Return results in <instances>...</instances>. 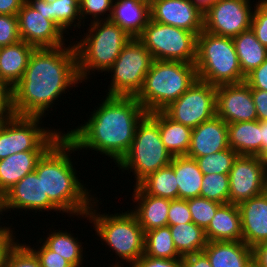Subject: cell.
I'll return each mask as SVG.
<instances>
[{
    "mask_svg": "<svg viewBox=\"0 0 267 267\" xmlns=\"http://www.w3.org/2000/svg\"><path fill=\"white\" fill-rule=\"evenodd\" d=\"M245 83L251 89L267 91V59L245 77Z\"/></svg>",
    "mask_w": 267,
    "mask_h": 267,
    "instance_id": "obj_46",
    "label": "cell"
},
{
    "mask_svg": "<svg viewBox=\"0 0 267 267\" xmlns=\"http://www.w3.org/2000/svg\"><path fill=\"white\" fill-rule=\"evenodd\" d=\"M197 78L211 85L245 82L233 38L202 31L197 36Z\"/></svg>",
    "mask_w": 267,
    "mask_h": 267,
    "instance_id": "obj_7",
    "label": "cell"
},
{
    "mask_svg": "<svg viewBox=\"0 0 267 267\" xmlns=\"http://www.w3.org/2000/svg\"><path fill=\"white\" fill-rule=\"evenodd\" d=\"M144 254L154 258H182L175 248L169 226L154 228L145 232Z\"/></svg>",
    "mask_w": 267,
    "mask_h": 267,
    "instance_id": "obj_35",
    "label": "cell"
},
{
    "mask_svg": "<svg viewBox=\"0 0 267 267\" xmlns=\"http://www.w3.org/2000/svg\"><path fill=\"white\" fill-rule=\"evenodd\" d=\"M216 116L227 124L258 120L251 88L245 82L217 86Z\"/></svg>",
    "mask_w": 267,
    "mask_h": 267,
    "instance_id": "obj_16",
    "label": "cell"
},
{
    "mask_svg": "<svg viewBox=\"0 0 267 267\" xmlns=\"http://www.w3.org/2000/svg\"><path fill=\"white\" fill-rule=\"evenodd\" d=\"M228 145L238 155L258 156L262 151L261 121L228 124Z\"/></svg>",
    "mask_w": 267,
    "mask_h": 267,
    "instance_id": "obj_29",
    "label": "cell"
},
{
    "mask_svg": "<svg viewBox=\"0 0 267 267\" xmlns=\"http://www.w3.org/2000/svg\"><path fill=\"white\" fill-rule=\"evenodd\" d=\"M172 158L161 140L159 125L146 114L136 127L129 151L116 166L123 173L132 172L134 185H138L150 173L169 165Z\"/></svg>",
    "mask_w": 267,
    "mask_h": 267,
    "instance_id": "obj_8",
    "label": "cell"
},
{
    "mask_svg": "<svg viewBox=\"0 0 267 267\" xmlns=\"http://www.w3.org/2000/svg\"><path fill=\"white\" fill-rule=\"evenodd\" d=\"M153 60L143 43L137 37L132 38L106 73H112L106 95L135 97L143 86Z\"/></svg>",
    "mask_w": 267,
    "mask_h": 267,
    "instance_id": "obj_11",
    "label": "cell"
},
{
    "mask_svg": "<svg viewBox=\"0 0 267 267\" xmlns=\"http://www.w3.org/2000/svg\"><path fill=\"white\" fill-rule=\"evenodd\" d=\"M237 156L238 154L229 147L211 155L197 157L195 160L203 175L212 173L229 174Z\"/></svg>",
    "mask_w": 267,
    "mask_h": 267,
    "instance_id": "obj_36",
    "label": "cell"
},
{
    "mask_svg": "<svg viewBox=\"0 0 267 267\" xmlns=\"http://www.w3.org/2000/svg\"><path fill=\"white\" fill-rule=\"evenodd\" d=\"M262 194L267 196V170H264Z\"/></svg>",
    "mask_w": 267,
    "mask_h": 267,
    "instance_id": "obj_57",
    "label": "cell"
},
{
    "mask_svg": "<svg viewBox=\"0 0 267 267\" xmlns=\"http://www.w3.org/2000/svg\"><path fill=\"white\" fill-rule=\"evenodd\" d=\"M103 97L85 124L70 128L64 134L78 151L94 150L110 157L117 165L129 151L136 127L147 112L134 96Z\"/></svg>",
    "mask_w": 267,
    "mask_h": 267,
    "instance_id": "obj_2",
    "label": "cell"
},
{
    "mask_svg": "<svg viewBox=\"0 0 267 267\" xmlns=\"http://www.w3.org/2000/svg\"><path fill=\"white\" fill-rule=\"evenodd\" d=\"M113 2L114 0H82L79 3L82 25L84 27L86 26V24L84 25L85 20L83 19L90 18V22L109 20L112 13ZM88 16L90 17L88 18Z\"/></svg>",
    "mask_w": 267,
    "mask_h": 267,
    "instance_id": "obj_39",
    "label": "cell"
},
{
    "mask_svg": "<svg viewBox=\"0 0 267 267\" xmlns=\"http://www.w3.org/2000/svg\"><path fill=\"white\" fill-rule=\"evenodd\" d=\"M158 125L165 148L173 156L187 155L191 143L192 128L174 122L163 111L147 113Z\"/></svg>",
    "mask_w": 267,
    "mask_h": 267,
    "instance_id": "obj_28",
    "label": "cell"
},
{
    "mask_svg": "<svg viewBox=\"0 0 267 267\" xmlns=\"http://www.w3.org/2000/svg\"><path fill=\"white\" fill-rule=\"evenodd\" d=\"M26 2L38 13L45 15V18L53 21L67 35L69 30L82 27L79 3L76 0H26Z\"/></svg>",
    "mask_w": 267,
    "mask_h": 267,
    "instance_id": "obj_24",
    "label": "cell"
},
{
    "mask_svg": "<svg viewBox=\"0 0 267 267\" xmlns=\"http://www.w3.org/2000/svg\"><path fill=\"white\" fill-rule=\"evenodd\" d=\"M6 211H26L34 213L53 211L56 214L60 211L49 201L48 196H44L42 179L35 171L27 174L17 182L5 194ZM24 210V211H23ZM34 210V211H33Z\"/></svg>",
    "mask_w": 267,
    "mask_h": 267,
    "instance_id": "obj_18",
    "label": "cell"
},
{
    "mask_svg": "<svg viewBox=\"0 0 267 267\" xmlns=\"http://www.w3.org/2000/svg\"><path fill=\"white\" fill-rule=\"evenodd\" d=\"M88 25L89 29L79 35L80 38L77 36L81 40L73 42L81 82H87L92 73L96 74L94 72H104L105 75L123 47L132 39L126 31L110 20L94 21Z\"/></svg>",
    "mask_w": 267,
    "mask_h": 267,
    "instance_id": "obj_5",
    "label": "cell"
},
{
    "mask_svg": "<svg viewBox=\"0 0 267 267\" xmlns=\"http://www.w3.org/2000/svg\"><path fill=\"white\" fill-rule=\"evenodd\" d=\"M253 249V265L255 267H267V242H263Z\"/></svg>",
    "mask_w": 267,
    "mask_h": 267,
    "instance_id": "obj_51",
    "label": "cell"
},
{
    "mask_svg": "<svg viewBox=\"0 0 267 267\" xmlns=\"http://www.w3.org/2000/svg\"><path fill=\"white\" fill-rule=\"evenodd\" d=\"M242 241L250 248L267 242V196L260 194L238 204Z\"/></svg>",
    "mask_w": 267,
    "mask_h": 267,
    "instance_id": "obj_20",
    "label": "cell"
},
{
    "mask_svg": "<svg viewBox=\"0 0 267 267\" xmlns=\"http://www.w3.org/2000/svg\"><path fill=\"white\" fill-rule=\"evenodd\" d=\"M6 207H5V195L0 193V215H3V213H6ZM1 216H0V224H2L3 222H1ZM12 227V224L11 226H4V223H3V226L0 225V236H5V235H14L16 233V231H13L14 228H11ZM15 232V233H14Z\"/></svg>",
    "mask_w": 267,
    "mask_h": 267,
    "instance_id": "obj_53",
    "label": "cell"
},
{
    "mask_svg": "<svg viewBox=\"0 0 267 267\" xmlns=\"http://www.w3.org/2000/svg\"><path fill=\"white\" fill-rule=\"evenodd\" d=\"M193 222L191 213L188 207V199H173L170 200L168 210V225H177L181 223Z\"/></svg>",
    "mask_w": 267,
    "mask_h": 267,
    "instance_id": "obj_44",
    "label": "cell"
},
{
    "mask_svg": "<svg viewBox=\"0 0 267 267\" xmlns=\"http://www.w3.org/2000/svg\"><path fill=\"white\" fill-rule=\"evenodd\" d=\"M5 267H41L34 252L26 245L19 243V240L9 251Z\"/></svg>",
    "mask_w": 267,
    "mask_h": 267,
    "instance_id": "obj_40",
    "label": "cell"
},
{
    "mask_svg": "<svg viewBox=\"0 0 267 267\" xmlns=\"http://www.w3.org/2000/svg\"><path fill=\"white\" fill-rule=\"evenodd\" d=\"M17 18L21 40L35 48H55L66 45L65 33L26 1L17 13Z\"/></svg>",
    "mask_w": 267,
    "mask_h": 267,
    "instance_id": "obj_14",
    "label": "cell"
},
{
    "mask_svg": "<svg viewBox=\"0 0 267 267\" xmlns=\"http://www.w3.org/2000/svg\"><path fill=\"white\" fill-rule=\"evenodd\" d=\"M132 201L136 204L130 211L144 232L154 228L168 226L170 200L148 195L139 185L133 186Z\"/></svg>",
    "mask_w": 267,
    "mask_h": 267,
    "instance_id": "obj_21",
    "label": "cell"
},
{
    "mask_svg": "<svg viewBox=\"0 0 267 267\" xmlns=\"http://www.w3.org/2000/svg\"><path fill=\"white\" fill-rule=\"evenodd\" d=\"M203 13L212 5L215 0H191Z\"/></svg>",
    "mask_w": 267,
    "mask_h": 267,
    "instance_id": "obj_54",
    "label": "cell"
},
{
    "mask_svg": "<svg viewBox=\"0 0 267 267\" xmlns=\"http://www.w3.org/2000/svg\"><path fill=\"white\" fill-rule=\"evenodd\" d=\"M195 64L153 60L135 96L147 113L163 111L197 80Z\"/></svg>",
    "mask_w": 267,
    "mask_h": 267,
    "instance_id": "obj_6",
    "label": "cell"
},
{
    "mask_svg": "<svg viewBox=\"0 0 267 267\" xmlns=\"http://www.w3.org/2000/svg\"><path fill=\"white\" fill-rule=\"evenodd\" d=\"M75 151L77 147L63 133L40 157L35 172L42 179L44 196L60 213L83 219L96 194H91L92 189L86 188L76 176L78 172L70 155Z\"/></svg>",
    "mask_w": 267,
    "mask_h": 267,
    "instance_id": "obj_3",
    "label": "cell"
},
{
    "mask_svg": "<svg viewBox=\"0 0 267 267\" xmlns=\"http://www.w3.org/2000/svg\"><path fill=\"white\" fill-rule=\"evenodd\" d=\"M182 267H212L204 252L182 256Z\"/></svg>",
    "mask_w": 267,
    "mask_h": 267,
    "instance_id": "obj_49",
    "label": "cell"
},
{
    "mask_svg": "<svg viewBox=\"0 0 267 267\" xmlns=\"http://www.w3.org/2000/svg\"><path fill=\"white\" fill-rule=\"evenodd\" d=\"M168 226L175 248L181 256L203 252L208 242L203 228L193 222Z\"/></svg>",
    "mask_w": 267,
    "mask_h": 267,
    "instance_id": "obj_33",
    "label": "cell"
},
{
    "mask_svg": "<svg viewBox=\"0 0 267 267\" xmlns=\"http://www.w3.org/2000/svg\"><path fill=\"white\" fill-rule=\"evenodd\" d=\"M35 47L27 42H19L0 48V81L11 89L23 77L31 53Z\"/></svg>",
    "mask_w": 267,
    "mask_h": 267,
    "instance_id": "obj_26",
    "label": "cell"
},
{
    "mask_svg": "<svg viewBox=\"0 0 267 267\" xmlns=\"http://www.w3.org/2000/svg\"><path fill=\"white\" fill-rule=\"evenodd\" d=\"M262 150L267 147V121H261Z\"/></svg>",
    "mask_w": 267,
    "mask_h": 267,
    "instance_id": "obj_55",
    "label": "cell"
},
{
    "mask_svg": "<svg viewBox=\"0 0 267 267\" xmlns=\"http://www.w3.org/2000/svg\"><path fill=\"white\" fill-rule=\"evenodd\" d=\"M14 115L12 108V89L0 81V121Z\"/></svg>",
    "mask_w": 267,
    "mask_h": 267,
    "instance_id": "obj_47",
    "label": "cell"
},
{
    "mask_svg": "<svg viewBox=\"0 0 267 267\" xmlns=\"http://www.w3.org/2000/svg\"><path fill=\"white\" fill-rule=\"evenodd\" d=\"M57 231V232H56ZM50 233L47 234V237H42L40 240L52 251L58 253V255L64 257L67 261H69L74 267H84L83 261V247L82 244L77 237H75L74 233L68 232L66 229L63 230H51ZM74 235V236H73Z\"/></svg>",
    "mask_w": 267,
    "mask_h": 267,
    "instance_id": "obj_32",
    "label": "cell"
},
{
    "mask_svg": "<svg viewBox=\"0 0 267 267\" xmlns=\"http://www.w3.org/2000/svg\"><path fill=\"white\" fill-rule=\"evenodd\" d=\"M242 73L246 76L267 59V48L256 38L251 29L233 37Z\"/></svg>",
    "mask_w": 267,
    "mask_h": 267,
    "instance_id": "obj_31",
    "label": "cell"
},
{
    "mask_svg": "<svg viewBox=\"0 0 267 267\" xmlns=\"http://www.w3.org/2000/svg\"><path fill=\"white\" fill-rule=\"evenodd\" d=\"M73 38L68 46L34 49L23 77L12 88L14 115L46 118L62 94L79 87Z\"/></svg>",
    "mask_w": 267,
    "mask_h": 267,
    "instance_id": "obj_1",
    "label": "cell"
},
{
    "mask_svg": "<svg viewBox=\"0 0 267 267\" xmlns=\"http://www.w3.org/2000/svg\"><path fill=\"white\" fill-rule=\"evenodd\" d=\"M221 205L222 204L218 202L208 200L203 197L188 199V207L193 223L204 230L208 227L210 221L216 213V210Z\"/></svg>",
    "mask_w": 267,
    "mask_h": 267,
    "instance_id": "obj_38",
    "label": "cell"
},
{
    "mask_svg": "<svg viewBox=\"0 0 267 267\" xmlns=\"http://www.w3.org/2000/svg\"><path fill=\"white\" fill-rule=\"evenodd\" d=\"M150 20L185 29L198 36L204 13L191 0H156L150 3Z\"/></svg>",
    "mask_w": 267,
    "mask_h": 267,
    "instance_id": "obj_17",
    "label": "cell"
},
{
    "mask_svg": "<svg viewBox=\"0 0 267 267\" xmlns=\"http://www.w3.org/2000/svg\"><path fill=\"white\" fill-rule=\"evenodd\" d=\"M42 117L13 115L0 121V160L24 151H46L63 133L44 127Z\"/></svg>",
    "mask_w": 267,
    "mask_h": 267,
    "instance_id": "obj_9",
    "label": "cell"
},
{
    "mask_svg": "<svg viewBox=\"0 0 267 267\" xmlns=\"http://www.w3.org/2000/svg\"><path fill=\"white\" fill-rule=\"evenodd\" d=\"M16 238V235L0 236V267H5V262L9 251L19 240Z\"/></svg>",
    "mask_w": 267,
    "mask_h": 267,
    "instance_id": "obj_50",
    "label": "cell"
},
{
    "mask_svg": "<svg viewBox=\"0 0 267 267\" xmlns=\"http://www.w3.org/2000/svg\"><path fill=\"white\" fill-rule=\"evenodd\" d=\"M95 197L90 209L83 217L93 224L95 235L102 245L109 247L117 259L109 267H124V263L131 264L144 254L145 232L138 223L136 216L128 209L114 214L101 213L99 200ZM118 257L121 259L119 261ZM118 261V262H117ZM123 262V263H122Z\"/></svg>",
    "mask_w": 267,
    "mask_h": 267,
    "instance_id": "obj_4",
    "label": "cell"
},
{
    "mask_svg": "<svg viewBox=\"0 0 267 267\" xmlns=\"http://www.w3.org/2000/svg\"><path fill=\"white\" fill-rule=\"evenodd\" d=\"M126 267H182L181 259L154 258L143 254Z\"/></svg>",
    "mask_w": 267,
    "mask_h": 267,
    "instance_id": "obj_45",
    "label": "cell"
},
{
    "mask_svg": "<svg viewBox=\"0 0 267 267\" xmlns=\"http://www.w3.org/2000/svg\"><path fill=\"white\" fill-rule=\"evenodd\" d=\"M250 29L257 40L267 48V0L254 3Z\"/></svg>",
    "mask_w": 267,
    "mask_h": 267,
    "instance_id": "obj_41",
    "label": "cell"
},
{
    "mask_svg": "<svg viewBox=\"0 0 267 267\" xmlns=\"http://www.w3.org/2000/svg\"><path fill=\"white\" fill-rule=\"evenodd\" d=\"M109 20L132 38L138 37L150 20V4L142 0H114Z\"/></svg>",
    "mask_w": 267,
    "mask_h": 267,
    "instance_id": "obj_23",
    "label": "cell"
},
{
    "mask_svg": "<svg viewBox=\"0 0 267 267\" xmlns=\"http://www.w3.org/2000/svg\"><path fill=\"white\" fill-rule=\"evenodd\" d=\"M264 167L258 156L238 155L229 172V203L262 194Z\"/></svg>",
    "mask_w": 267,
    "mask_h": 267,
    "instance_id": "obj_15",
    "label": "cell"
},
{
    "mask_svg": "<svg viewBox=\"0 0 267 267\" xmlns=\"http://www.w3.org/2000/svg\"><path fill=\"white\" fill-rule=\"evenodd\" d=\"M252 99L255 104L259 121H267V91L251 89Z\"/></svg>",
    "mask_w": 267,
    "mask_h": 267,
    "instance_id": "obj_48",
    "label": "cell"
},
{
    "mask_svg": "<svg viewBox=\"0 0 267 267\" xmlns=\"http://www.w3.org/2000/svg\"><path fill=\"white\" fill-rule=\"evenodd\" d=\"M138 185L151 196L169 200L179 198L175 171L170 164L150 173Z\"/></svg>",
    "mask_w": 267,
    "mask_h": 267,
    "instance_id": "obj_34",
    "label": "cell"
},
{
    "mask_svg": "<svg viewBox=\"0 0 267 267\" xmlns=\"http://www.w3.org/2000/svg\"><path fill=\"white\" fill-rule=\"evenodd\" d=\"M203 252L212 267H251L253 249L243 241H208Z\"/></svg>",
    "mask_w": 267,
    "mask_h": 267,
    "instance_id": "obj_22",
    "label": "cell"
},
{
    "mask_svg": "<svg viewBox=\"0 0 267 267\" xmlns=\"http://www.w3.org/2000/svg\"><path fill=\"white\" fill-rule=\"evenodd\" d=\"M154 1H156V0H149V4L152 3V2H154Z\"/></svg>",
    "mask_w": 267,
    "mask_h": 267,
    "instance_id": "obj_58",
    "label": "cell"
},
{
    "mask_svg": "<svg viewBox=\"0 0 267 267\" xmlns=\"http://www.w3.org/2000/svg\"><path fill=\"white\" fill-rule=\"evenodd\" d=\"M26 0H0V14L17 15Z\"/></svg>",
    "mask_w": 267,
    "mask_h": 267,
    "instance_id": "obj_52",
    "label": "cell"
},
{
    "mask_svg": "<svg viewBox=\"0 0 267 267\" xmlns=\"http://www.w3.org/2000/svg\"><path fill=\"white\" fill-rule=\"evenodd\" d=\"M216 88L217 86L197 79L163 112L174 122L193 129L216 116Z\"/></svg>",
    "mask_w": 267,
    "mask_h": 267,
    "instance_id": "obj_12",
    "label": "cell"
},
{
    "mask_svg": "<svg viewBox=\"0 0 267 267\" xmlns=\"http://www.w3.org/2000/svg\"><path fill=\"white\" fill-rule=\"evenodd\" d=\"M259 160L261 161L264 170H267V147H265L261 153L258 155Z\"/></svg>",
    "mask_w": 267,
    "mask_h": 267,
    "instance_id": "obj_56",
    "label": "cell"
},
{
    "mask_svg": "<svg viewBox=\"0 0 267 267\" xmlns=\"http://www.w3.org/2000/svg\"><path fill=\"white\" fill-rule=\"evenodd\" d=\"M137 38L154 60L195 64L197 36L190 31L149 20Z\"/></svg>",
    "mask_w": 267,
    "mask_h": 267,
    "instance_id": "obj_10",
    "label": "cell"
},
{
    "mask_svg": "<svg viewBox=\"0 0 267 267\" xmlns=\"http://www.w3.org/2000/svg\"><path fill=\"white\" fill-rule=\"evenodd\" d=\"M45 151H24L0 160V193L5 194L27 174L35 171Z\"/></svg>",
    "mask_w": 267,
    "mask_h": 267,
    "instance_id": "obj_27",
    "label": "cell"
},
{
    "mask_svg": "<svg viewBox=\"0 0 267 267\" xmlns=\"http://www.w3.org/2000/svg\"><path fill=\"white\" fill-rule=\"evenodd\" d=\"M20 40L17 15L0 14V48Z\"/></svg>",
    "mask_w": 267,
    "mask_h": 267,
    "instance_id": "obj_43",
    "label": "cell"
},
{
    "mask_svg": "<svg viewBox=\"0 0 267 267\" xmlns=\"http://www.w3.org/2000/svg\"><path fill=\"white\" fill-rule=\"evenodd\" d=\"M37 241V244L40 243V246L39 244L36 246L33 245V247L29 244L26 245L34 252L41 267H74L69 261L64 259V257L50 250L40 239ZM35 247L37 248L35 249Z\"/></svg>",
    "mask_w": 267,
    "mask_h": 267,
    "instance_id": "obj_42",
    "label": "cell"
},
{
    "mask_svg": "<svg viewBox=\"0 0 267 267\" xmlns=\"http://www.w3.org/2000/svg\"><path fill=\"white\" fill-rule=\"evenodd\" d=\"M227 148L228 124L215 116L192 129L191 143L186 156L195 159Z\"/></svg>",
    "mask_w": 267,
    "mask_h": 267,
    "instance_id": "obj_19",
    "label": "cell"
},
{
    "mask_svg": "<svg viewBox=\"0 0 267 267\" xmlns=\"http://www.w3.org/2000/svg\"><path fill=\"white\" fill-rule=\"evenodd\" d=\"M178 184L179 198L190 199L200 197L203 173L195 159L188 156H176L171 160Z\"/></svg>",
    "mask_w": 267,
    "mask_h": 267,
    "instance_id": "obj_30",
    "label": "cell"
},
{
    "mask_svg": "<svg viewBox=\"0 0 267 267\" xmlns=\"http://www.w3.org/2000/svg\"><path fill=\"white\" fill-rule=\"evenodd\" d=\"M252 5L251 0H215L204 12L203 30L218 36H237L250 29Z\"/></svg>",
    "mask_w": 267,
    "mask_h": 267,
    "instance_id": "obj_13",
    "label": "cell"
},
{
    "mask_svg": "<svg viewBox=\"0 0 267 267\" xmlns=\"http://www.w3.org/2000/svg\"><path fill=\"white\" fill-rule=\"evenodd\" d=\"M208 241H242L241 215L238 205L222 204L205 229Z\"/></svg>",
    "mask_w": 267,
    "mask_h": 267,
    "instance_id": "obj_25",
    "label": "cell"
},
{
    "mask_svg": "<svg viewBox=\"0 0 267 267\" xmlns=\"http://www.w3.org/2000/svg\"><path fill=\"white\" fill-rule=\"evenodd\" d=\"M200 197L220 204L229 203V174L212 173L204 175Z\"/></svg>",
    "mask_w": 267,
    "mask_h": 267,
    "instance_id": "obj_37",
    "label": "cell"
}]
</instances>
